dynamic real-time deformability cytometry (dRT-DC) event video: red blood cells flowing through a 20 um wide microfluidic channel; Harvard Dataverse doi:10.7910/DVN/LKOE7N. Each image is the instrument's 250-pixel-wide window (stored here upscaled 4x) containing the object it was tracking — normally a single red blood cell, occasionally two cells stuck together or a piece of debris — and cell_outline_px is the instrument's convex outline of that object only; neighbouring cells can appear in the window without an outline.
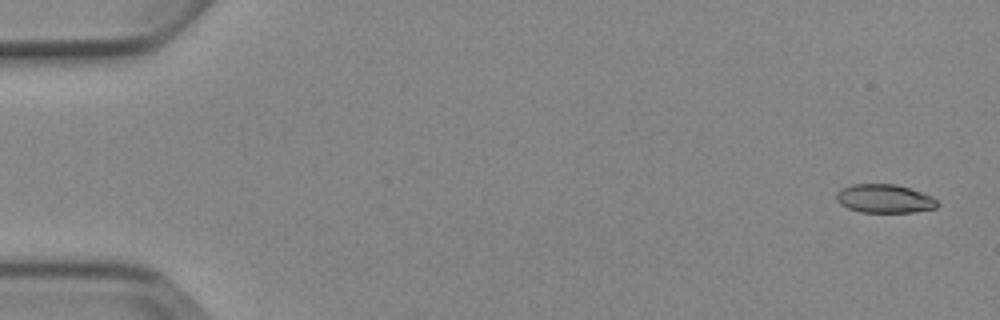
{"species": "Egyptian fruit bat (a non-hibernating species)", "species_latin": "Rousettus aegyptiacus", "temperature_condition": "cold", "stored_images_in_passage": 5, "camera_frame_rate_fps": 3000, "um_per_image_px": 0.085, "animal": {"sex": "female"}, "frame": {"image": 1, "passage_image": 1, "time_ms": 0.0, "image_size_px": [1000, 320], "cell_outline_px": [[940, 204], [936, 208], [912, 212], [860, 212], [848, 208], [840, 204], [836, 200], [836, 192], [852, 184], [896, 184], [932, 196]], "centroid_in_image_um": [75.18, 16.89], "position_along_channel_um": 9.8, "area_um2": 16.76}}
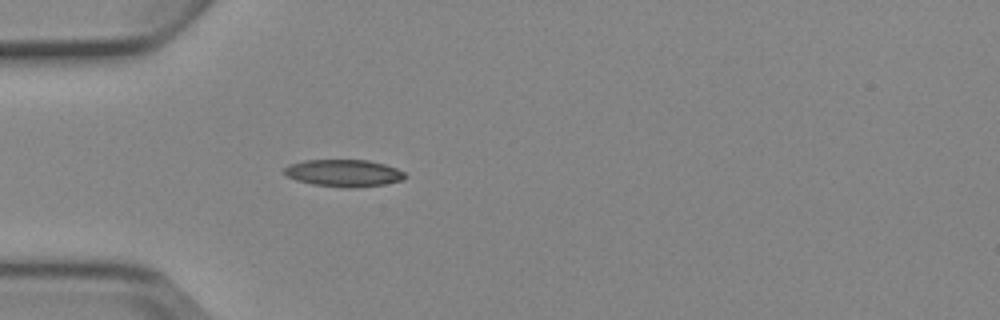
{"frame": {"image": 2, "passage_image": 5, "time_ms": 4.667, "image_size_px": [1000, 320], "cell_outline_px": [[408, 176], [404, 180], [384, 184], [352, 188], [344, 188], [312, 184], [296, 180], [288, 176], [284, 172], [284, 168], [288, 164], [304, 160], [368, 160], [384, 164], [396, 168], [404, 172]], "centroid_in_image_um": [29.23, 14.71], "position_along_channel_um": 55.8, "area_um2": 19.19}}